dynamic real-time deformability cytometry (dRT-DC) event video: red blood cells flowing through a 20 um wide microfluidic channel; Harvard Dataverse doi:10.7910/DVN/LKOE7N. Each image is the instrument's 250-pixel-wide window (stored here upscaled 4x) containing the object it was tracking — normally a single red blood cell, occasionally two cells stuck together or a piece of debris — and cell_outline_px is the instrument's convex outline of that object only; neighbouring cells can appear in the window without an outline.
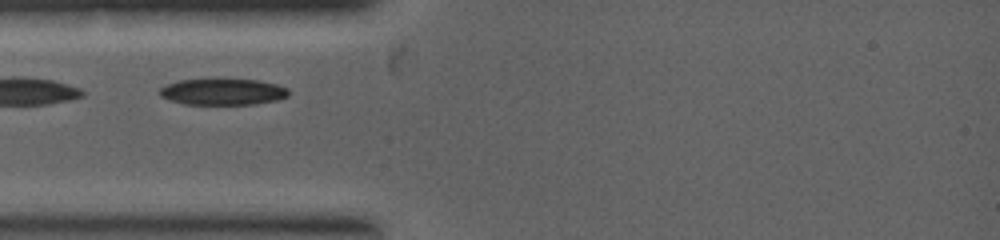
{"species": "common noctule bat (a hibernating species)", "species_latin": "Nyctalus noctula", "temperature_condition": "warm", "stored_images_in_passage": 5, "camera_frame_rate_fps": 5000, "um_per_image_px": 0.085, "animal": {"sex": "female", "body_mass_g": 19.0, "forearm_length_mm": 53.3}, "frame": {"image": 1, "passage_image": 1, "time_ms": 0.0, "image_size_px": [1000, 240], "cell_outline_px": [[288, 96], [276, 100], [252, 104], [184, 104], [160, 96], [160, 88], [168, 84], [180, 80], [256, 80], [276, 84], [288, 88]], "centroid_in_image_um": [18.95, 7.81], "position_along_channel_um": 66.1, "area_um2": 19.31}}
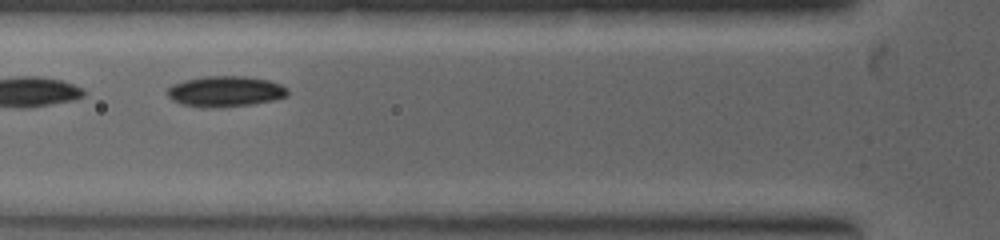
{"frame": {"image": 2, "passage_image": 4, "time_ms": 0.6, "image_size_px": [1000, 240], "cell_outline_px": [[288, 96], [272, 100], [252, 104], [216, 108], [200, 108], [180, 104], [172, 100], [164, 92], [172, 84], [184, 80], [204, 76], [244, 76], [268, 80], [280, 84], [288, 88]], "centroid_in_image_um": [19.1, 7.78], "position_along_channel_um": 106.7, "area_um2": 21.85}}